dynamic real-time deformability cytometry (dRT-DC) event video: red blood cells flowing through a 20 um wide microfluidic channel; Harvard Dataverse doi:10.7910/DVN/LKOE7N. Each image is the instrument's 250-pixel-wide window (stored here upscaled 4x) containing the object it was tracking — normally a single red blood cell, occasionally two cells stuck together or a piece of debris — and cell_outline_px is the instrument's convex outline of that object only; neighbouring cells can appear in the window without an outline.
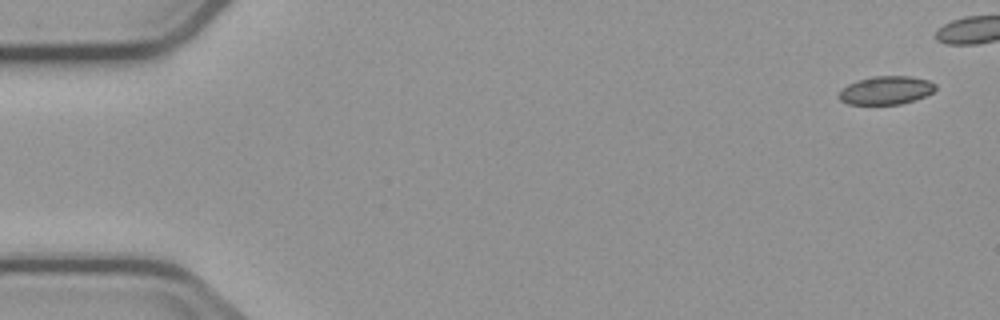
{"species": "common noctule bat (a hibernating species)", "species_latin": "Nyctalus noctula", "temperature_condition": "cold", "stored_images_in_passage": 5, "camera_frame_rate_fps": 3000, "um_per_image_px": 0.085, "animal": {"sex": "male", "body_mass_g": 23.1, "forearm_length_mm": 52.7}, "frame": {"image": 1, "passage_image": 1, "time_ms": 0.0, "image_size_px": [1000, 320], "cell_outline_px": [[936, 88], [932, 92], [916, 100], [900, 104], [848, 104], [840, 100], [840, 88], [856, 80], [872, 76], [912, 76], [928, 80], [936, 84]], "centroid_in_image_um": [75.31, 7.66], "position_along_channel_um": 9.7, "area_um2": 16.01}}